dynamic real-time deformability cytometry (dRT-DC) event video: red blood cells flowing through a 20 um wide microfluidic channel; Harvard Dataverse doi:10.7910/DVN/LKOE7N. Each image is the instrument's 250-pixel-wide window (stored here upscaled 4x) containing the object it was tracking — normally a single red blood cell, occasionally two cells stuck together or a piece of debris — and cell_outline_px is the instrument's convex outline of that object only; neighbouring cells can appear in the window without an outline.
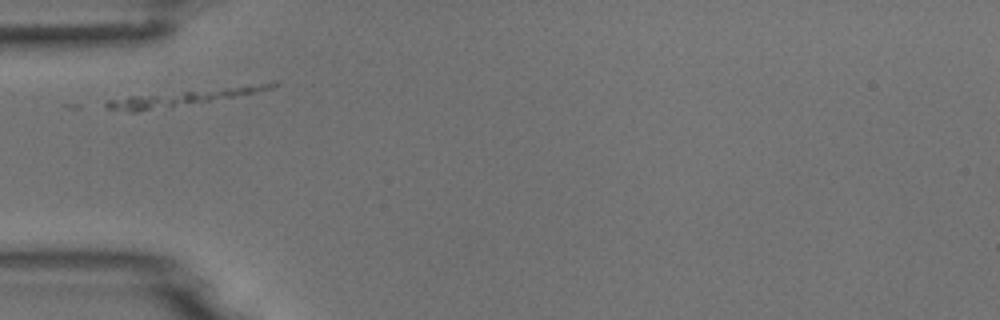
{"species": "common noctule bat (a hibernating species)", "species_latin": "Nyctalus noctula", "temperature_condition": "room temperature", "stored_images_in_passage": 1, "camera_frame_rate_fps": 3000, "um_per_image_px": 0.085, "animal": {"sex": "male", "body_mass_g": 18.8}, "frame": {"image": 1, "passage_image": 1, "time_ms": 0.0, "image_size_px": [1000, 320], "cell_outline_px": [[280, 84], [272, 88], [256, 92], [236, 96], [136, 112], [132, 112], [108, 108], [104, 104], [104, 100], [132, 96], [276, 80]], "centroid_in_image_um": [15.75, 8.22], "position_along_channel_um": 69.3, "area_um2": 15.72}}